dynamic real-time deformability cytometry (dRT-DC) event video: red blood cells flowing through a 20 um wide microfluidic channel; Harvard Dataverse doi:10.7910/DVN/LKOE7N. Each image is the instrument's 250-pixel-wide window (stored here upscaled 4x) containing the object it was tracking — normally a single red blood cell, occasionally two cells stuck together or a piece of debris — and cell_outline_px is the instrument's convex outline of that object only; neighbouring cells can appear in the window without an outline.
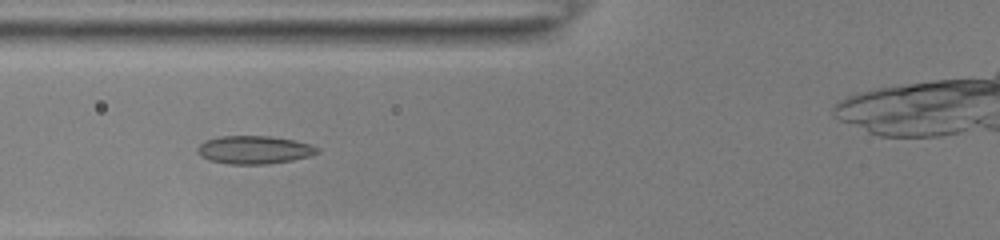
{"species": "common noctule bat (a hibernating species)", "species_latin": "Nyctalus noctula", "temperature_condition": "room temperature", "stored_images_in_passage": 49, "camera_frame_rate_fps": 3000, "um_per_image_px": 0.085, "animal": {"sex": "female", "body_mass_g": 22.0, "forearm_length_mm": 56.7}, "frame": {"image": 1, "passage_image": 22, "time_ms": 7.0, "image_size_px": [1000, 240], "cell_outline_px": [[320, 152], [312, 156], [292, 160], [268, 164], [228, 164], [208, 160], [200, 156], [196, 152], [196, 148], [204, 140], [220, 136], [272, 136], [296, 140], [312, 144], [320, 148]], "centroid_in_image_um": [21.63, 12.73], "position_along_channel_um": 104.2, "area_um2": 20.06}}
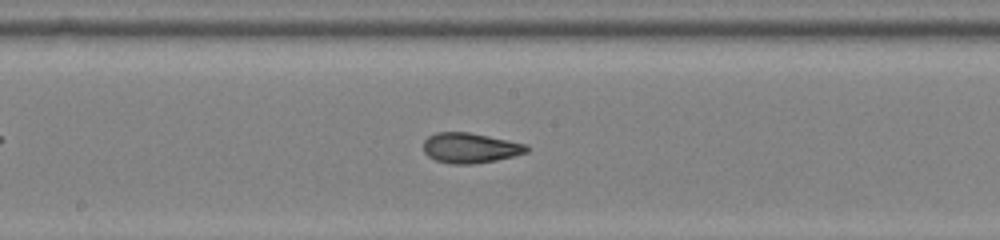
{"frame": {"image": 2, "passage_image": 30, "time_ms": 9.667, "image_size_px": [1000, 240], "cell_outline_px": [[528, 152], [496, 160], [472, 164], [452, 164], [436, 160], [428, 156], [424, 152], [424, 140], [428, 136], [436, 132], [468, 132], [528, 144]], "centroid_in_image_um": [39.96, 12.57], "position_along_channel_um": 208.2, "area_um2": 18.09}}
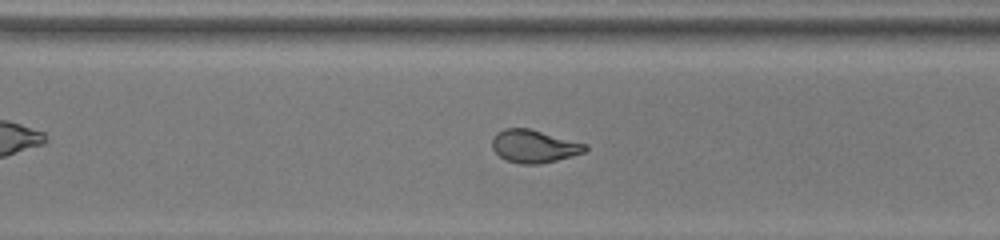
{"frame": {"image": 3, "passage_image": 39, "time_ms": 12.667, "image_size_px": [1000, 240], "cell_outline_px": [[588, 148], [584, 152], [572, 156], [540, 164], [520, 164], [508, 160], [500, 156], [492, 148], [492, 140], [496, 132], [504, 128], [528, 128], [588, 144]], "centroid_in_image_um": [45.4, 12.42], "position_along_channel_um": 325.2, "area_um2": 17.74}}